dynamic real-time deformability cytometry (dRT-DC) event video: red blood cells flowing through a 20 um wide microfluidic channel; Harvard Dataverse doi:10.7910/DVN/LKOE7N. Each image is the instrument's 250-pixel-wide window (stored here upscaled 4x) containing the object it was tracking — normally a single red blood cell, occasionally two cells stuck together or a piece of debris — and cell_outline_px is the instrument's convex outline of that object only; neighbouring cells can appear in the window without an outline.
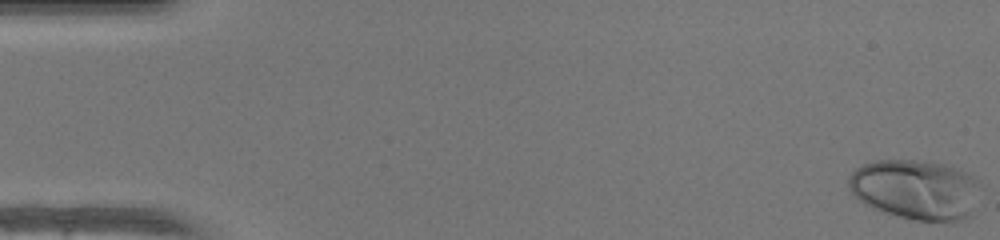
{"species": "human", "species_latin": "Homo sapiens", "temperature_condition": "warm", "stored_images_in_passage": 14, "camera_frame_rate_fps": 3000, "um_per_image_px": 0.085, "donor": {"sex": "female"}, "frame": {"image": 1, "passage_image": 1, "time_ms": 0.0, "image_size_px": [1000, 240], "cell_outline_px": [[976, 180], [972, 216], [964, 220], [916, 220], [884, 212], [872, 208], [864, 204], [852, 192], [848, 184], [848, 176], [856, 168], [864, 164], [876, 160], [916, 160], [944, 164], [964, 172], [972, 176]], "centroid_in_image_um": [77.76, 16.1], "position_along_channel_um": 7.2, "area_um2": 45.2}}